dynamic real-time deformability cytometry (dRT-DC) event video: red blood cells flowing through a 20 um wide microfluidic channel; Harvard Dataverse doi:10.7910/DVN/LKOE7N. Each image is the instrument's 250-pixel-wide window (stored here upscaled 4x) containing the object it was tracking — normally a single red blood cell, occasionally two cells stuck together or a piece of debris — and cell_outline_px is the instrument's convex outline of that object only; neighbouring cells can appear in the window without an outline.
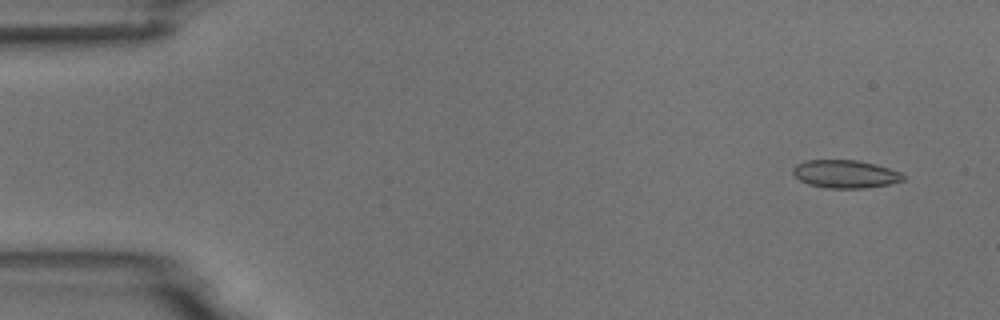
{"species": "common noctule bat (a hibernating species)", "species_latin": "Nyctalus noctula", "temperature_condition": "room temperature", "stored_images_in_passage": 4, "camera_frame_rate_fps": 3000, "um_per_image_px": 0.085, "animal": {"sex": "male", "body_mass_g": 18.8}, "frame": {"image": 1, "passage_image": 1, "time_ms": 0.0, "image_size_px": [1000, 320], "cell_outline_px": [[904, 180], [888, 184], [864, 188], [828, 188], [808, 184], [800, 180], [792, 172], [792, 168], [796, 164], [808, 160], [856, 160], [876, 164], [900, 172], [904, 176]], "centroid_in_image_um": [71.83, 14.79], "position_along_channel_um": 13.2, "area_um2": 17.86}}
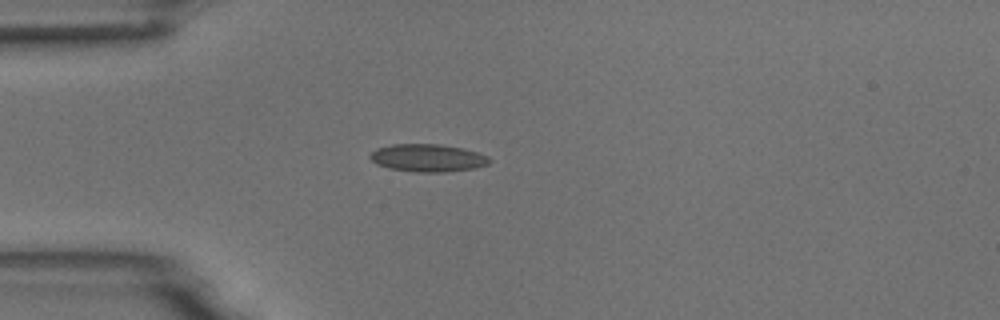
{"frame": {"image": 2, "passage_image": 4, "time_ms": 3.667, "image_size_px": [1000, 320], "cell_outline_px": [[492, 160], [488, 164], [476, 168], [444, 172], [412, 172], [388, 168], [376, 164], [368, 156], [376, 148], [392, 144], [440, 144], [464, 148], [488, 156]], "centroid_in_image_um": [36.35, 13.42], "position_along_channel_um": 48.6, "area_um2": 19.42}}